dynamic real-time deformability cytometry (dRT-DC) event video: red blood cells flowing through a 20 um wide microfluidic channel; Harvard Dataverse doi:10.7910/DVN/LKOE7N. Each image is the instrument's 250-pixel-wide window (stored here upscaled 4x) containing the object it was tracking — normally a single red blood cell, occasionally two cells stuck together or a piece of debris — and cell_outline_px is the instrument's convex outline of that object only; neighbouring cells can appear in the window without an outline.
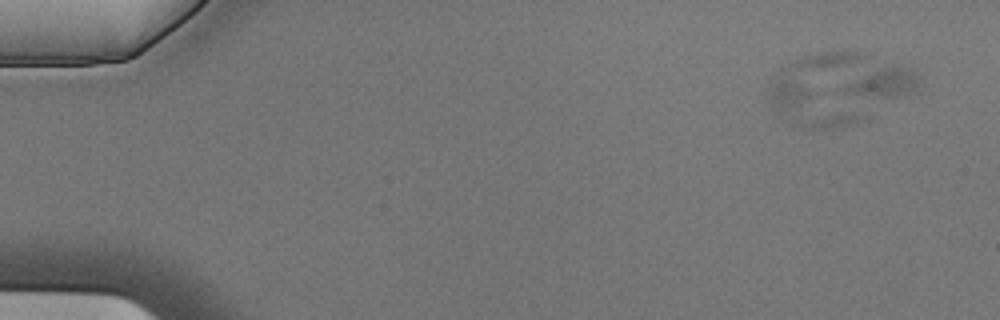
{"species": "Egyptian fruit bat (a non-hibernating species)", "species_latin": "Rousettus aegyptiacus", "temperature_condition": "cold", "stored_images_in_passage": 5, "camera_frame_rate_fps": 3000, "um_per_image_px": 0.085, "animal": {"sex": "male"}, "frame": {"image": 1, "passage_image": 2, "time_ms": 0.333, "image_size_px": [1000, 320], "cell_outline_px": [[920, 76], [916, 92], [900, 96], [880, 96], [844, 92], [836, 88], [880, 64], [904, 64], [916, 68]], "centroid_in_image_um": [75.2, 6.91], "position_along_channel_um": 9.8, "area_um2": 13.76}}